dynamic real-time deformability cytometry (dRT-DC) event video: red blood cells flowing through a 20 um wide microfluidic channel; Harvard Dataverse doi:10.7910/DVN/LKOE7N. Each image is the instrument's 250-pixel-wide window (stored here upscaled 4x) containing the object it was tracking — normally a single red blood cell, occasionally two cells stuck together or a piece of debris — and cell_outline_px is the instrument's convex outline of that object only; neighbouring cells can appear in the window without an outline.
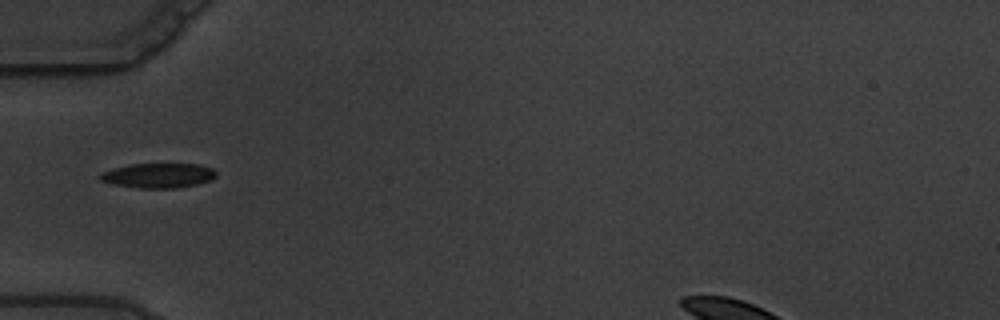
{"species": "common noctule bat (a hibernating species)", "species_latin": "Nyctalus noctula", "temperature_condition": "warm", "stored_images_in_passage": 2, "camera_frame_rate_fps": 3000, "um_per_image_px": 0.085, "animal": {"sex": "male", "body_mass_g": 19.5, "forearm_length_mm": 54.6}, "frame": {"image": 1, "passage_image": 2, "time_ms": 1.333, "image_size_px": [1000, 320], "cell_outline_px": [[216, 176], [212, 180], [196, 184], [176, 188], [136, 188], [112, 184], [100, 180], [96, 176], [100, 172], [112, 168], [128, 164], [200, 164], [212, 168], [216, 172]], "centroid_in_image_um": [13.4, 14.91], "position_along_channel_um": 71.6, "area_um2": 16.99}}